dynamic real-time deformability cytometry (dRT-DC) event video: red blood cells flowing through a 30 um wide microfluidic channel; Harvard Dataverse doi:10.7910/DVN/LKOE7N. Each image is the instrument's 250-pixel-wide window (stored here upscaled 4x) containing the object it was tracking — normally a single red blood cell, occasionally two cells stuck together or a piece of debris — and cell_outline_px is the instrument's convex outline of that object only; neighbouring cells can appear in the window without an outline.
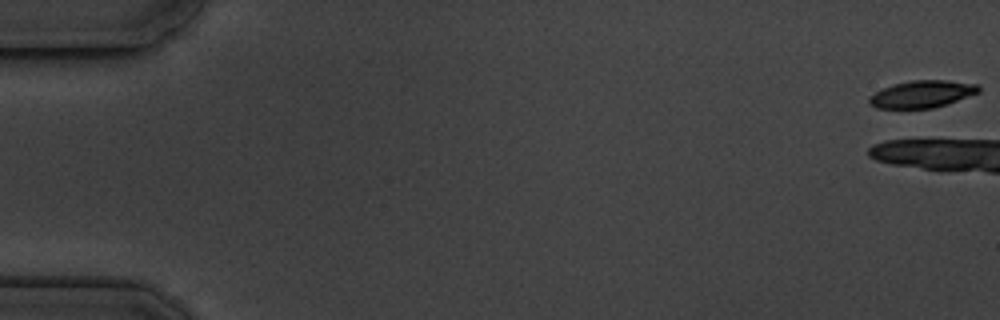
{"species": "common noctule bat (a hibernating species)", "species_latin": "Nyctalus noctula", "temperature_condition": "cold", "stored_images_in_passage": 4, "camera_frame_rate_fps": 3000, "um_per_image_px": 0.085, "animal": {"sex": "male", "body_mass_g": 19.5, "forearm_length_mm": 54.6}, "frame": {"image": 1, "passage_image": 1, "time_ms": 0.0, "image_size_px": [1000, 320], "cell_outline_px": [[980, 92], [948, 104], [932, 108], [876, 108], [868, 104], [868, 96], [884, 88], [896, 84], [912, 80], [948, 80], [980, 84]], "centroid_in_image_um": [78.4, 8.0], "position_along_channel_um": 6.6, "area_um2": 17.4}}